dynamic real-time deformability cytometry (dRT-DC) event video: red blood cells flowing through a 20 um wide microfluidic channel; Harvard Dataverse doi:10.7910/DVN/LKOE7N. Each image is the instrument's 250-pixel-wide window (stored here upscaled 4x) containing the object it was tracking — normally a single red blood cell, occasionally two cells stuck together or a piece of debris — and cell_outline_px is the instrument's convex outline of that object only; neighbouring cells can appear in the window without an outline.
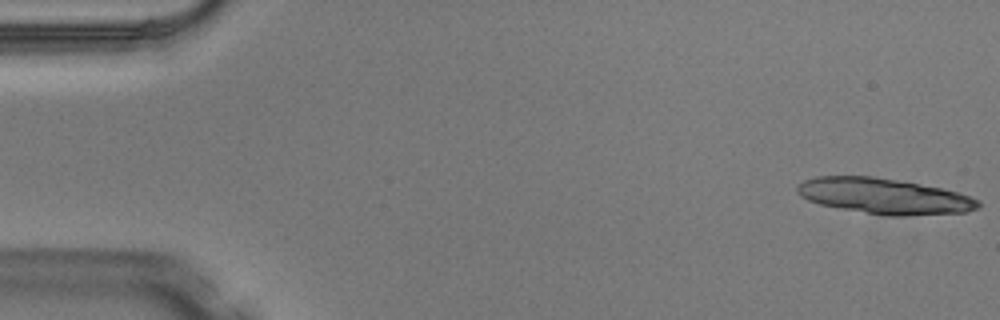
{"species": "Egyptian fruit bat (a non-hibernating species)", "species_latin": "Rousettus aegyptiacus", "temperature_condition": "warm", "stored_images_in_passage": 4, "segment_of_instrument_passage": [2, 2], "camera_frame_rate_fps": 3000, "um_per_image_px": 0.085, "animal": {"sex": "male"}, "frame": {"image": 1, "passage_image": 4, "time_ms": 1.0, "image_size_px": [1000, 320], "cell_outline_px": [[980, 208], [964, 212], [904, 216], [888, 216], [820, 204], [808, 200], [800, 196], [796, 192], [796, 188], [804, 180], [816, 176], [872, 176], [944, 188], [980, 200]], "centroid_in_image_um": [75.16, 16.67], "position_along_channel_um": 9.8, "area_um2": 37.34}}